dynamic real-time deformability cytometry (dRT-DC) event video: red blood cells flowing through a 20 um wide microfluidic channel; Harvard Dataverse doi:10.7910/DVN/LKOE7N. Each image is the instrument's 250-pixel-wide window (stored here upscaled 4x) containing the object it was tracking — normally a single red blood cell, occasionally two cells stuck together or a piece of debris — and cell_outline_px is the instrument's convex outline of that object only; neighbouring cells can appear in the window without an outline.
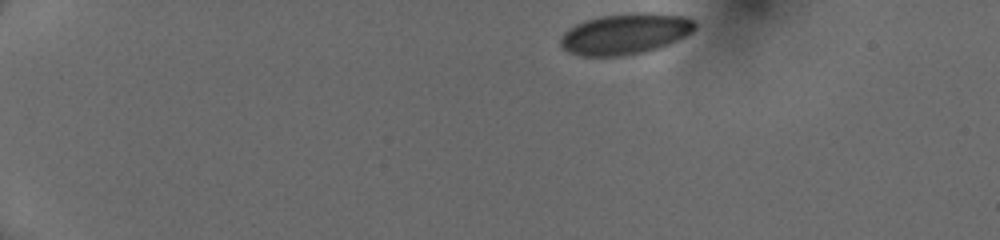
{"species": "human", "species_latin": "Homo sapiens", "temperature_condition": "cold", "stored_images_in_passage": 43, "camera_frame_rate_fps": 3000, "um_per_image_px": 0.085, "donor": {"sex": "female"}, "frame": {"image": 1, "passage_image": 1, "time_ms": 0.0, "image_size_px": [1000, 240], "cell_outline_px": [[696, 28], [692, 32], [660, 48], [648, 52], [624, 56], [580, 56], [568, 52], [560, 44], [560, 36], [564, 32], [576, 24], [584, 20], [600, 16], [636, 12], [652, 12], [684, 16], [696, 20]], "centroid_in_image_um": [53.16, 2.88], "position_along_channel_um": 31.8, "area_um2": 32.48}}
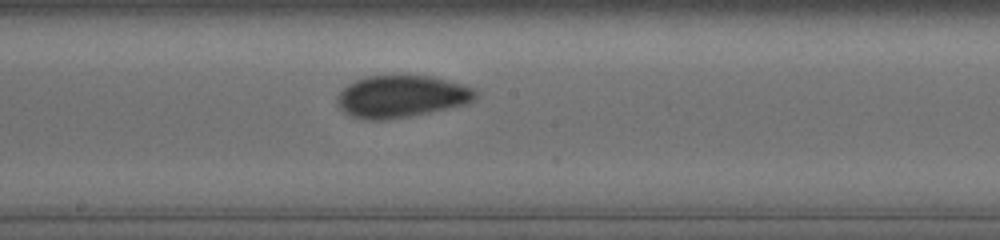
{"frame": {"image": 2, "passage_image": 22, "time_ms": 7.0, "image_size_px": [1000, 240], "cell_outline_px": [[476, 96], [468, 104], [408, 116], [384, 120], [368, 120], [352, 116], [344, 112], [336, 104], [336, 100], [340, 92], [348, 84], [356, 80], [368, 76], [432, 76], [464, 84], [476, 88]], "centroid_in_image_um": [34.13, 8.19], "position_along_channel_um": 214.1, "area_um2": 33.81}}
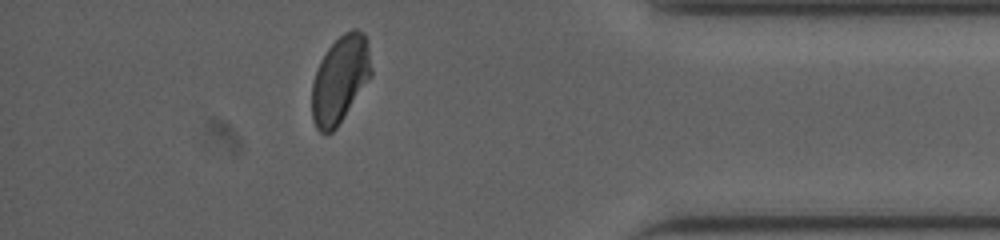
{"frame": {"image": 3, "passage_image": 38, "time_ms": 12.333, "image_size_px": [1000, 240], "cell_outline_px": [[372, 76], [336, 128], [332, 132], [320, 132], [316, 128], [312, 120], [312, 84], [320, 60], [328, 48], [344, 32], [352, 28], [356, 28], [364, 32], [368, 40], [372, 68]], "centroid_in_image_um": [28.93, 6.72], "position_along_channel_um": 406.3, "area_um2": 30.29}, "authors_computed_cell_mechanics": {"area_um2": 32.7726, "velocity_mm_per_s": 4.0431, "shape_relaxation_time_tau1_ms": null, "shape_relaxation_time_tau2_ms": 0.762, "deformation_change_tau1": null, "deformation_change_tau2": 0.0476}}